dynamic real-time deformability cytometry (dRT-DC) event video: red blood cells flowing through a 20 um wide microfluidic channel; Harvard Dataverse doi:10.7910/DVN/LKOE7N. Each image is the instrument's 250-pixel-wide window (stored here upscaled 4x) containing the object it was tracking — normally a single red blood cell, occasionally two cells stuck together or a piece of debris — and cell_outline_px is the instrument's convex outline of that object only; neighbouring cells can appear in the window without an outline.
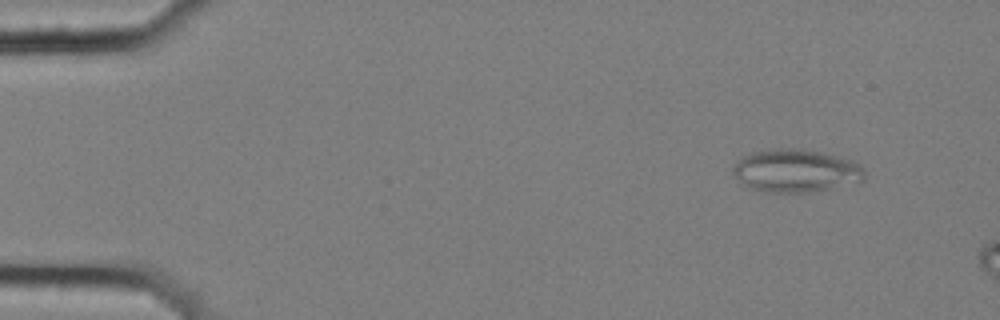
{"species": "common noctule bat (a hibernating species)", "species_latin": "Nyctalus noctula", "temperature_condition": "cold", "stored_images_in_passage": 4, "camera_frame_rate_fps": 3000, "um_per_image_px": 0.085, "animal": {"sex": "female", "body_mass_g": 25.1}, "frame": {"image": 1, "passage_image": 2, "time_ms": 0.333, "image_size_px": [1000, 320], "cell_outline_px": [[864, 180], [832, 188], [804, 192], [768, 192], [752, 188], [740, 184], [732, 172], [732, 168], [744, 156], [752, 152], [776, 148], [800, 148], [820, 152], [852, 160], [860, 164], [864, 168]], "centroid_in_image_um": [67.63, 14.51], "position_along_channel_um": 17.4, "area_um2": 32.77}}